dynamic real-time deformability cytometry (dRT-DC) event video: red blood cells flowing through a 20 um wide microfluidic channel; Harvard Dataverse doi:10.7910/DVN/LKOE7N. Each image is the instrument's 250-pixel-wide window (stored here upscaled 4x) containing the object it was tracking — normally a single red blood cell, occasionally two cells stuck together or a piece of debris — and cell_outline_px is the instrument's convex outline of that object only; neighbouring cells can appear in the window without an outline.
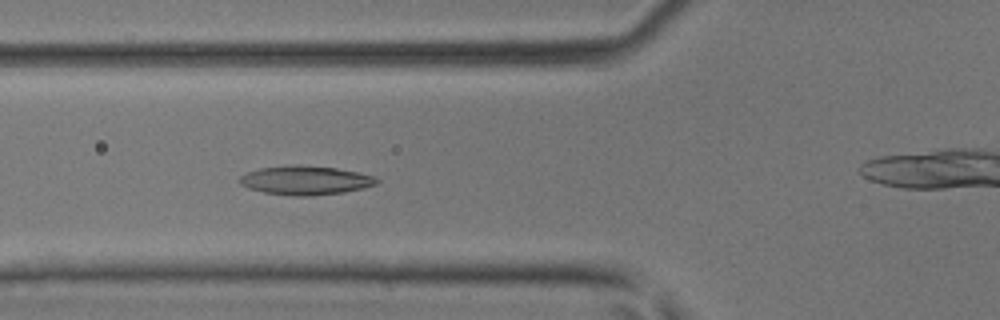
{"species": "common noctule bat (a hibernating species)", "species_latin": "Nyctalus noctula", "temperature_condition": "room temperature", "stored_images_in_passage": 25, "camera_frame_rate_fps": 3000, "um_per_image_px": 0.085, "animal": {"sex": "male", "body_mass_g": 17.9, "forearm_length_mm": 54.2}, "frame": {"image": 1, "passage_image": 11, "time_ms": 3.333, "image_size_px": [1000, 320], "cell_outline_px": [[380, 180], [376, 184], [344, 192], [312, 196], [296, 196], [264, 192], [248, 188], [240, 184], [240, 176], [248, 172], [260, 168], [296, 164], [336, 168], [356, 172], [372, 176]], "centroid_in_image_um": [25.94, 15.32], "position_along_channel_um": 99.9, "area_um2": 22.89}}
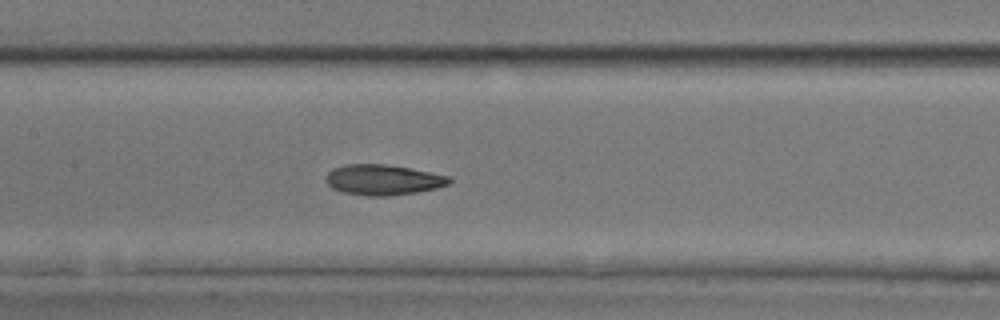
{"frame": {"image": 2, "passage_image": 16, "time_ms": 5.0, "image_size_px": [1000, 320], "cell_outline_px": [[452, 180], [448, 184], [436, 188], [416, 192], [388, 196], [368, 196], [344, 192], [332, 188], [324, 180], [324, 176], [332, 168], [344, 164], [384, 164], [408, 168], [448, 176]], "centroid_in_image_um": [32.49, 15.28], "position_along_channel_um": 174.9, "area_um2": 21.79}}
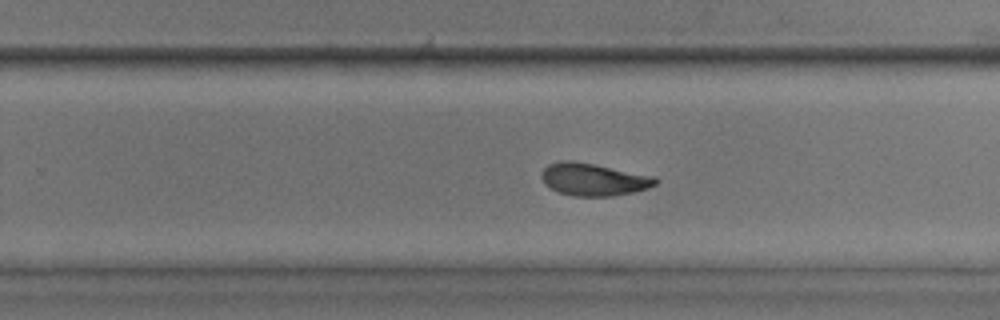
{"frame": {"image": 3, "passage_image": 23, "time_ms": 7.333, "image_size_px": [1000, 320], "cell_outline_px": [[660, 180], [656, 184], [648, 188], [632, 192], [612, 196], [572, 196], [560, 192], [544, 184], [540, 176], [544, 168], [548, 164], [564, 160], [572, 160], [656, 176]], "centroid_in_image_um": [50.46, 15.25], "position_along_channel_um": 279.3, "area_um2": 21.56}}